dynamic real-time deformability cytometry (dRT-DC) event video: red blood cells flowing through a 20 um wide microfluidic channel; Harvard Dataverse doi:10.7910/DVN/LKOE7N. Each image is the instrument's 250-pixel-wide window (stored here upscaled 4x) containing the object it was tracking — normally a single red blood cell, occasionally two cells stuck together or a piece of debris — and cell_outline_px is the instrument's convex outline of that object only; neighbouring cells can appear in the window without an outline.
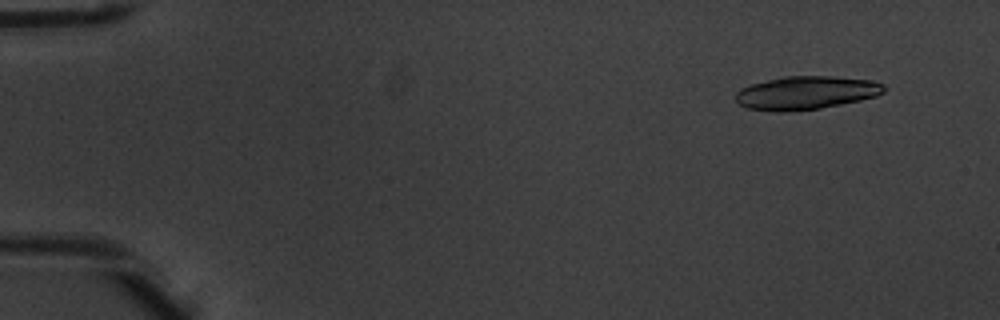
{"species": "common noctule bat (a hibernating species)", "species_latin": "Nyctalus noctula", "temperature_condition": "warm", "stored_images_in_passage": 6, "camera_frame_rate_fps": 3000, "um_per_image_px": 0.085, "animal": {"sex": "male", "body_mass_g": 20.1, "forearm_length_mm": 53.5}, "frame": {"image": 1, "passage_image": 2, "time_ms": 0.333, "image_size_px": [1000, 320], "cell_outline_px": [[884, 92], [876, 96], [860, 100], [820, 108], [780, 112], [776, 112], [748, 108], [740, 104], [736, 100], [736, 92], [740, 88], [752, 84], [784, 76], [832, 76], [872, 80], [884, 84]], "centroid_in_image_um": [68.52, 7.88], "position_along_channel_um": 16.5, "area_um2": 28.61}}